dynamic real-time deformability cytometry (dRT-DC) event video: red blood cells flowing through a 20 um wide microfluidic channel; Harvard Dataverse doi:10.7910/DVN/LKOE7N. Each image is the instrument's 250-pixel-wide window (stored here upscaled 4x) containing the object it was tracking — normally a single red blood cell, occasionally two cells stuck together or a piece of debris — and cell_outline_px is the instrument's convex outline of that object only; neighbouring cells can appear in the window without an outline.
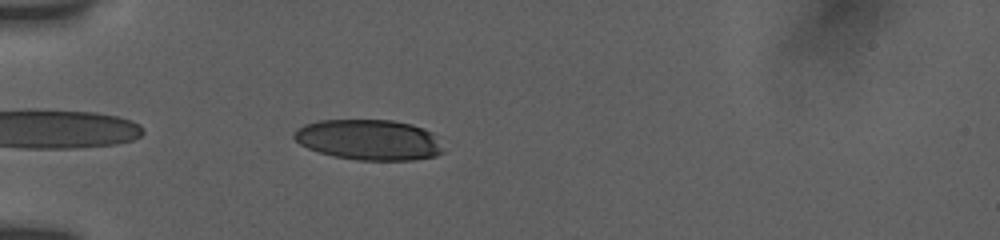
{"species": "human", "species_latin": "Homo sapiens", "temperature_condition": "room temperature", "stored_images_in_passage": 37, "camera_frame_rate_fps": 3000, "um_per_image_px": 0.085, "donor": {"sex": "female"}, "frame": {"image": 1, "passage_image": 3, "time_ms": 0.667, "image_size_px": [1000, 240], "cell_outline_px": [[444, 152], [436, 156], [412, 160], [356, 160], [332, 156], [308, 148], [300, 144], [292, 136], [304, 124], [316, 120], [392, 120], [412, 124], [424, 128], [432, 132]], "centroid_in_image_um": [31.36, 11.88], "position_along_channel_um": 53.6, "area_um2": 35.2}}
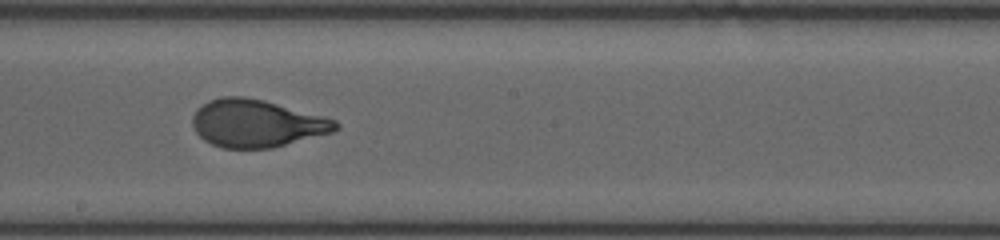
{"frame": {"image": 2, "passage_image": 18, "time_ms": 5.667, "image_size_px": [1000, 240], "cell_outline_px": [[340, 128], [332, 132], [272, 148], [220, 148], [204, 140], [196, 132], [192, 124], [192, 116], [196, 108], [208, 100], [220, 96], [244, 96], [264, 100], [336, 120], [340, 124]], "centroid_in_image_um": [21.77, 10.48], "position_along_channel_um": 226.4, "area_um2": 39.71}}
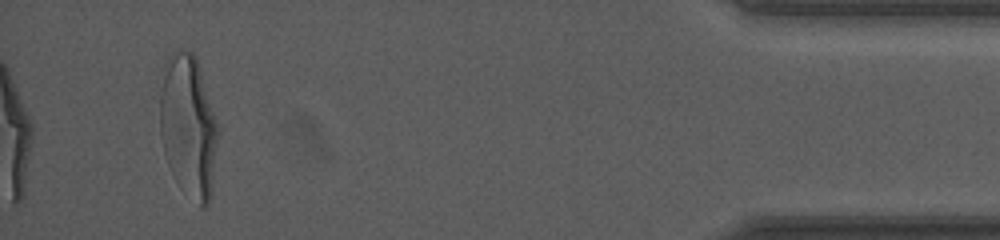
{"frame": {"image": 3, "passage_image": 37, "time_ms": 12.333, "image_size_px": [1000, 240], "cell_outline_px": [[220, 128], [212, 188], [208, 204], [200, 204], [168, 164], [164, 152], [160, 132], [160, 96], [164, 60], [172, 52], [192, 52], [196, 56]], "centroid_in_image_um": [16.03, 10.57], "position_along_channel_um": 419.2, "area_um2": 47.28}, "authors_computed_cell_mechanics": {"area_um2": 39.8242, "velocity_mm_per_s": 3.8198, "shape_relaxation_time_tau1_ms": 5.089, "shape_relaxation_time_tau2_ms": null, "deformation_change_tau1": 0.2204, "deformation_change_tau2": null}}